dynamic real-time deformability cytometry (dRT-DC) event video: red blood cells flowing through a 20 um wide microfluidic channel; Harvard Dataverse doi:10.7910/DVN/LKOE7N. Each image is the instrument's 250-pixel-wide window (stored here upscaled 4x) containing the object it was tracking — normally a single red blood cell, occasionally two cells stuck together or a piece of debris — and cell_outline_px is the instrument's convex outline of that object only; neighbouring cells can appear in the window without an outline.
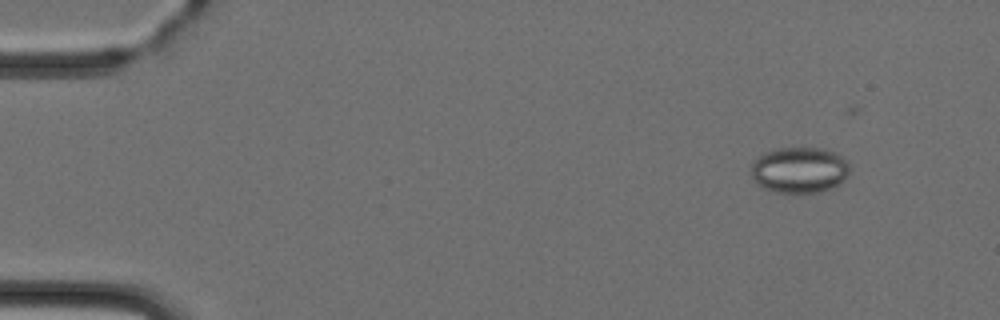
{"species": "Egyptian fruit bat (a non-hibernating species)", "species_latin": "Rousettus aegyptiacus", "temperature_condition": "cold", "stored_images_in_passage": 4, "camera_frame_rate_fps": 3000, "um_per_image_px": 0.085, "animal": {"sex": "female"}, "frame": {"image": 1, "passage_image": 1, "time_ms": 0.0, "image_size_px": [1000, 320], "cell_outline_px": [[848, 176], [844, 180], [832, 188], [820, 192], [792, 196], [776, 192], [764, 188], [756, 184], [752, 176], [752, 160], [764, 152], [772, 148], [820, 148], [832, 152], [840, 156], [848, 164]], "centroid_in_image_um": [67.9, 14.49], "position_along_channel_um": 17.1, "area_um2": 26.99}}